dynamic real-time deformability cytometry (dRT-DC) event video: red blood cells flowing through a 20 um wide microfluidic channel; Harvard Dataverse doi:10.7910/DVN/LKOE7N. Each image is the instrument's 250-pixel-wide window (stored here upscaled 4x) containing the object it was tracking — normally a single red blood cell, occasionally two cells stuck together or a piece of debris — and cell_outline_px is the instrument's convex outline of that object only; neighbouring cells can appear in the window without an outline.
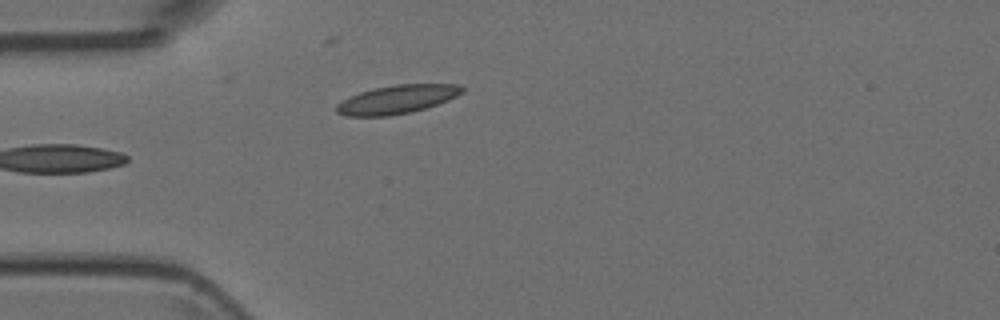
{"species": "Egyptian fruit bat (a non-hibernating species)", "species_latin": "Rousettus aegyptiacus", "temperature_condition": "room temperature", "stored_images_in_passage": 2, "camera_frame_rate_fps": 3000, "um_per_image_px": 0.085, "animal": {"sex": "female"}, "frame": {"image": 1, "passage_image": 2, "time_ms": 0.333, "image_size_px": [1000, 320], "cell_outline_px": [[464, 92], [448, 100], [412, 112], [388, 116], [344, 116], [336, 112], [336, 104], [360, 92], [376, 88], [396, 84], [460, 84], [464, 88]], "centroid_in_image_um": [33.76, 8.45], "position_along_channel_um": 51.2, "area_um2": 20.75}}